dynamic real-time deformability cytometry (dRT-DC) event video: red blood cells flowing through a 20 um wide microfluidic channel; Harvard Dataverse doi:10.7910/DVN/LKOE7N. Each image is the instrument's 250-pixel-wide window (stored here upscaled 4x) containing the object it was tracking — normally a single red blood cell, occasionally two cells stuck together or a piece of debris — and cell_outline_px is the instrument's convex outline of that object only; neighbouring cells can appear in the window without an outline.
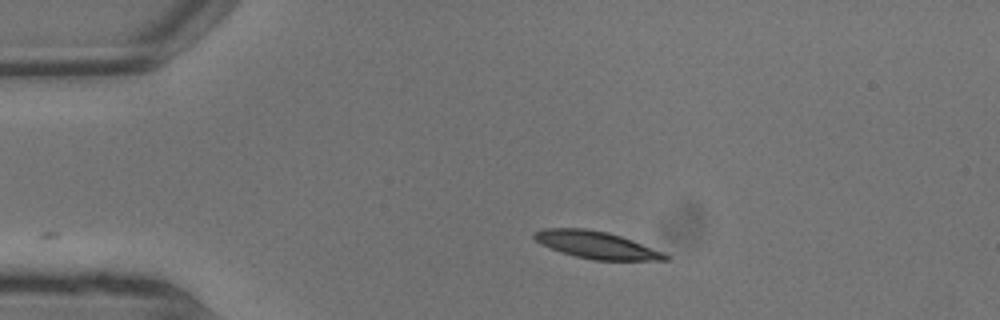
{"species": "common noctule bat (a hibernating species)", "species_latin": "Nyctalus noctula", "temperature_condition": "warm", "stored_images_in_passage": 4, "camera_frame_rate_fps": 3000, "um_per_image_px": 0.085, "animal": {"sex": "male", "body_mass_g": 13.3}, "frame": {"image": 1, "passage_image": 1, "time_ms": 0.0, "image_size_px": [1000, 320], "cell_outline_px": [[668, 260], [596, 260], [576, 256], [552, 248], [536, 240], [532, 236], [532, 232], [540, 228], [588, 228], [608, 232], [632, 240], [664, 252], [668, 256]], "centroid_in_image_um": [50.69, 20.8], "position_along_channel_um": 34.3, "area_um2": 20.58}}
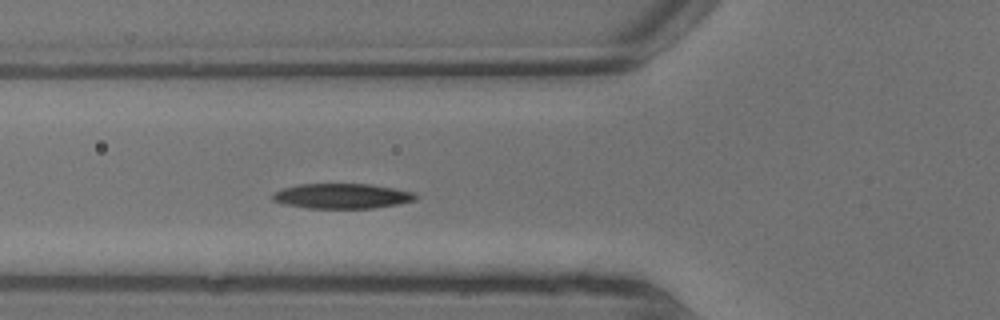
{"frame": {"image": 2, "passage_image": 4, "time_ms": 1.0, "image_size_px": [1000, 320], "cell_outline_px": [[420, 196], [416, 200], [400, 204], [372, 208], [308, 208], [284, 204], [272, 200], [272, 192], [284, 188], [300, 184], [368, 184], [392, 188], [412, 192]], "centroid_in_image_um": [29.07, 16.67], "position_along_channel_um": 96.7, "area_um2": 20.87}}